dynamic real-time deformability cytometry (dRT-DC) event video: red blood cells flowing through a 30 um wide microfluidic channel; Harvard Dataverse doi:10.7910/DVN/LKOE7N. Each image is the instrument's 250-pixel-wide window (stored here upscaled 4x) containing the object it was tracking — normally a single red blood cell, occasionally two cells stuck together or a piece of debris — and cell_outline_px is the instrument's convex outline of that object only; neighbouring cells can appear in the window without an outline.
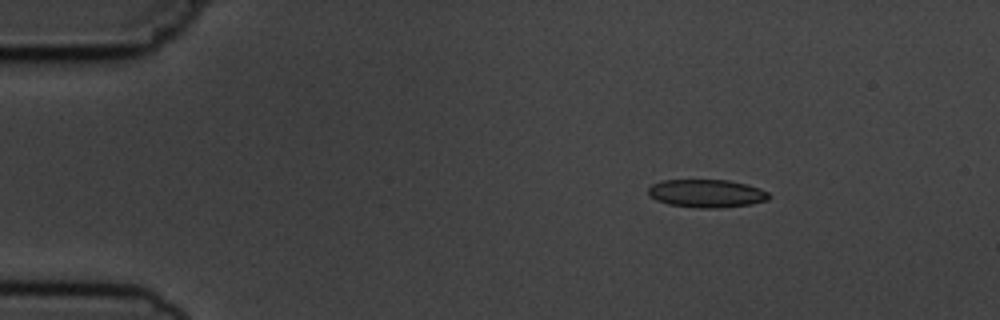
{"species": "common noctule bat (a hibernating species)", "species_latin": "Nyctalus noctula", "temperature_condition": "cold", "stored_images_in_passage": 5, "camera_frame_rate_fps": 3000, "um_per_image_px": 0.085, "animal": {"sex": "male", "body_mass_g": 19.5, "forearm_length_mm": 54.6}, "frame": {"image": 1, "passage_image": 3, "time_ms": 2.333, "image_size_px": [1000, 320], "cell_outline_px": [[772, 196], [768, 200], [752, 204], [720, 208], [700, 208], [668, 204], [656, 200], [648, 196], [648, 188], [652, 184], [664, 180], [728, 180], [748, 184], [760, 188], [768, 192]], "centroid_in_image_um": [60.09, 16.44], "position_along_channel_um": 24.9, "area_um2": 19.94}}